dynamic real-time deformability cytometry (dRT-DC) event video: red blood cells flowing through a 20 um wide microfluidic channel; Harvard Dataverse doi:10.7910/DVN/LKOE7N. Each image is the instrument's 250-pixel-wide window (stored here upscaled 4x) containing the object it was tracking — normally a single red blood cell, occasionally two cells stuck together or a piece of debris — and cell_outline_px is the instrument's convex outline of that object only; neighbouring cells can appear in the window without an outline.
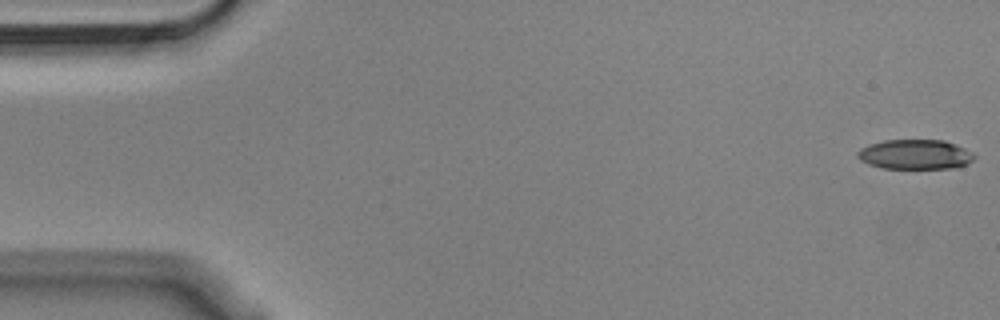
{"species": "Egyptian fruit bat (a non-hibernating species)", "species_latin": "Rousettus aegyptiacus", "temperature_condition": "cold", "stored_images_in_passage": 55, "camera_frame_rate_fps": 3000, "um_per_image_px": 0.085, "animal": {"sex": "male"}, "frame": {"image": 1, "passage_image": 1, "time_ms": 0.0, "image_size_px": [1000, 320], "cell_outline_px": [[976, 156], [968, 164], [960, 168], [880, 168], [868, 164], [860, 160], [856, 156], [856, 152], [860, 148], [868, 144], [884, 140], [944, 140], [956, 144], [972, 152]], "centroid_in_image_um": [77.78, 13.13], "position_along_channel_um": 7.2, "area_um2": 20.52}}
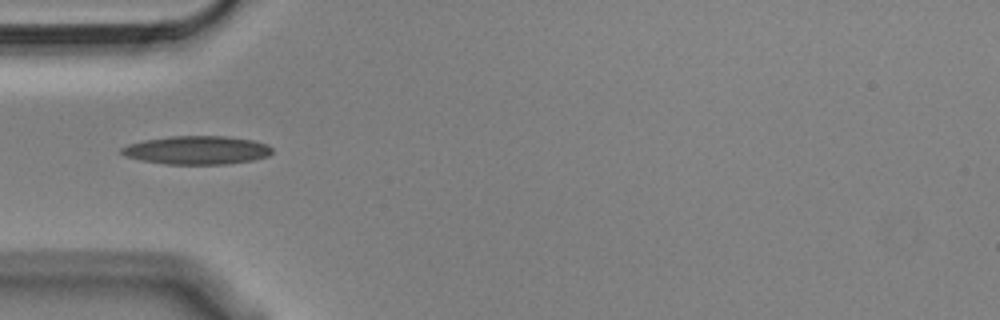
{"frame": {"image": 2, "passage_image": 17, "time_ms": 5.333, "image_size_px": [1000, 320], "cell_outline_px": [[272, 152], [268, 156], [252, 160], [224, 164], [164, 164], [140, 160], [124, 156], [120, 152], [120, 148], [128, 144], [144, 140], [168, 136], [224, 136], [252, 140], [268, 144], [272, 148]], "centroid_in_image_um": [16.7, 12.76], "position_along_channel_um": 68.3, "area_um2": 25.03}}
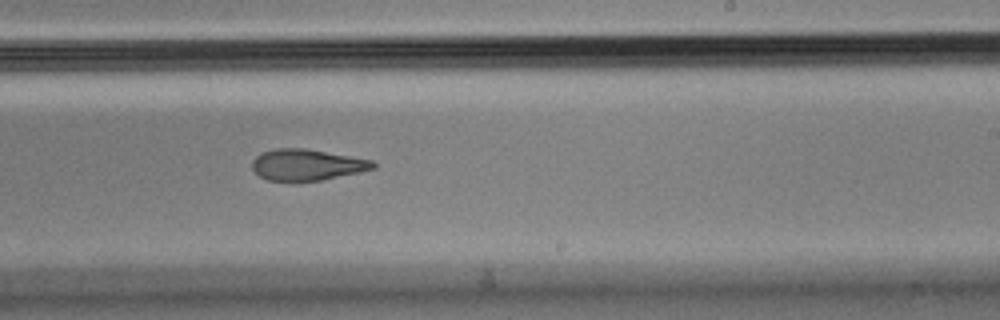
{"frame": {"image": 3, "passage_image": 33, "time_ms": 10.667, "image_size_px": [1000, 320], "cell_outline_px": [[376, 168], [360, 172], [320, 180], [292, 184], [268, 180], [260, 176], [252, 168], [252, 160], [256, 156], [264, 152], [276, 148], [304, 148], [372, 160], [376, 164]], "centroid_in_image_um": [26.05, 14.04], "position_along_channel_um": 262.9, "area_um2": 22.37}, "authors_computed_cell_mechanics": {"area_um2": 22.9466, "velocity_mm_per_s": 3.6292, "shape_relaxation_time_tau1_ms": null, "shape_relaxation_time_tau2_ms": 6.4454, "deformation_change_tau1": null, "deformation_change_tau2": 0.1701}}